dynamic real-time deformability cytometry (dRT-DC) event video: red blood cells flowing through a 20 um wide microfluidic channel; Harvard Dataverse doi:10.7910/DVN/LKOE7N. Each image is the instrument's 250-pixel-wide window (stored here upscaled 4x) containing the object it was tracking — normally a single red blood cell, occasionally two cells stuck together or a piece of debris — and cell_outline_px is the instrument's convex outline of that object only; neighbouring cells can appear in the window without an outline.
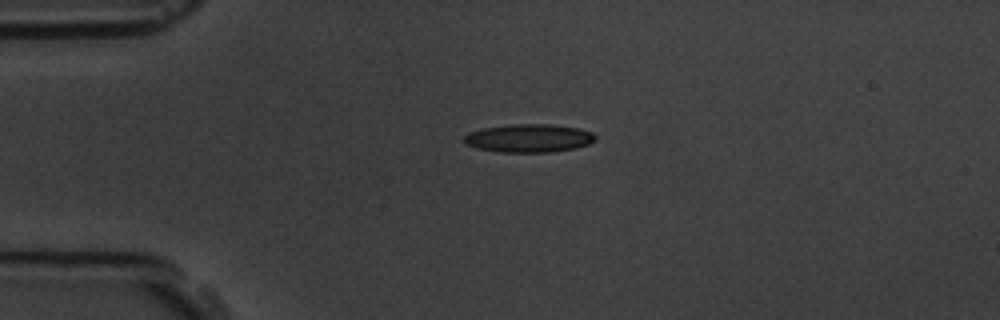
{"species": "common noctule bat (a hibernating species)", "species_latin": "Nyctalus noctula", "temperature_condition": "room temperature", "stored_images_in_passage": 5, "camera_frame_rate_fps": 3000, "um_per_image_px": 0.085, "animal": {"sex": "male", "body_mass_g": 19.5, "forearm_length_mm": 54.6}, "frame": {"image": 1, "passage_image": 5, "time_ms": 5.333, "image_size_px": [1000, 320], "cell_outline_px": [[596, 140], [588, 144], [576, 148], [552, 152], [500, 152], [476, 148], [464, 144], [464, 136], [468, 132], [480, 128], [512, 124], [552, 124], [580, 128], [592, 132], [596, 136]], "centroid_in_image_um": [44.94, 11.74], "position_along_channel_um": 40.1, "area_um2": 21.91}}